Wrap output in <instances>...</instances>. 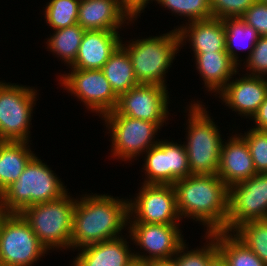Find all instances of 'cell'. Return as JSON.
I'll return each instance as SVG.
<instances>
[{
	"instance_id": "6da1fadb",
	"label": "cell",
	"mask_w": 267,
	"mask_h": 266,
	"mask_svg": "<svg viewBox=\"0 0 267 266\" xmlns=\"http://www.w3.org/2000/svg\"><path fill=\"white\" fill-rule=\"evenodd\" d=\"M180 217L187 216L209 227L208 233L225 231L228 187L217 174L190 175L173 184ZM189 215V216H188Z\"/></svg>"
},
{
	"instance_id": "7a4b0ae2",
	"label": "cell",
	"mask_w": 267,
	"mask_h": 266,
	"mask_svg": "<svg viewBox=\"0 0 267 266\" xmlns=\"http://www.w3.org/2000/svg\"><path fill=\"white\" fill-rule=\"evenodd\" d=\"M80 200L74 208L71 247L118 238L130 218L129 201L97 194Z\"/></svg>"
},
{
	"instance_id": "3957f363",
	"label": "cell",
	"mask_w": 267,
	"mask_h": 266,
	"mask_svg": "<svg viewBox=\"0 0 267 266\" xmlns=\"http://www.w3.org/2000/svg\"><path fill=\"white\" fill-rule=\"evenodd\" d=\"M66 193L52 170L34 156L19 178L0 194V210L21 213L28 206L54 201Z\"/></svg>"
},
{
	"instance_id": "277c9868",
	"label": "cell",
	"mask_w": 267,
	"mask_h": 266,
	"mask_svg": "<svg viewBox=\"0 0 267 266\" xmlns=\"http://www.w3.org/2000/svg\"><path fill=\"white\" fill-rule=\"evenodd\" d=\"M67 195L26 207L20 214L46 249L71 247L76 200Z\"/></svg>"
},
{
	"instance_id": "5b68a950",
	"label": "cell",
	"mask_w": 267,
	"mask_h": 266,
	"mask_svg": "<svg viewBox=\"0 0 267 266\" xmlns=\"http://www.w3.org/2000/svg\"><path fill=\"white\" fill-rule=\"evenodd\" d=\"M121 46L130 56L138 84L165 86V71L171 65L180 47L178 31L175 29L163 36L136 40Z\"/></svg>"
},
{
	"instance_id": "8992f818",
	"label": "cell",
	"mask_w": 267,
	"mask_h": 266,
	"mask_svg": "<svg viewBox=\"0 0 267 266\" xmlns=\"http://www.w3.org/2000/svg\"><path fill=\"white\" fill-rule=\"evenodd\" d=\"M189 111L188 142L185 146L191 175L217 174L222 139L214 122L202 105L193 104Z\"/></svg>"
},
{
	"instance_id": "52a82bcc",
	"label": "cell",
	"mask_w": 267,
	"mask_h": 266,
	"mask_svg": "<svg viewBox=\"0 0 267 266\" xmlns=\"http://www.w3.org/2000/svg\"><path fill=\"white\" fill-rule=\"evenodd\" d=\"M46 250L20 213L2 218L0 266H32Z\"/></svg>"
},
{
	"instance_id": "ba28073f",
	"label": "cell",
	"mask_w": 267,
	"mask_h": 266,
	"mask_svg": "<svg viewBox=\"0 0 267 266\" xmlns=\"http://www.w3.org/2000/svg\"><path fill=\"white\" fill-rule=\"evenodd\" d=\"M36 92L0 82V141L28 142Z\"/></svg>"
},
{
	"instance_id": "9c48e42d",
	"label": "cell",
	"mask_w": 267,
	"mask_h": 266,
	"mask_svg": "<svg viewBox=\"0 0 267 266\" xmlns=\"http://www.w3.org/2000/svg\"><path fill=\"white\" fill-rule=\"evenodd\" d=\"M267 219V173L228 188V215L225 232H232L249 220Z\"/></svg>"
},
{
	"instance_id": "30bf717a",
	"label": "cell",
	"mask_w": 267,
	"mask_h": 266,
	"mask_svg": "<svg viewBox=\"0 0 267 266\" xmlns=\"http://www.w3.org/2000/svg\"><path fill=\"white\" fill-rule=\"evenodd\" d=\"M104 119L112 131V150L115 157L132 159L145 149L147 151L158 144V141L152 142L154 134L160 129L155 122L120 115L116 110L105 114Z\"/></svg>"
},
{
	"instance_id": "8fae6325",
	"label": "cell",
	"mask_w": 267,
	"mask_h": 266,
	"mask_svg": "<svg viewBox=\"0 0 267 266\" xmlns=\"http://www.w3.org/2000/svg\"><path fill=\"white\" fill-rule=\"evenodd\" d=\"M72 71L71 74L62 76L61 84L71 93L76 94L75 96L81 99L88 106L87 108L103 116L116 109L118 96L112 90L102 69L73 68Z\"/></svg>"
},
{
	"instance_id": "7c38bea8",
	"label": "cell",
	"mask_w": 267,
	"mask_h": 266,
	"mask_svg": "<svg viewBox=\"0 0 267 266\" xmlns=\"http://www.w3.org/2000/svg\"><path fill=\"white\" fill-rule=\"evenodd\" d=\"M131 202L129 215L136 214L132 222L177 224L175 221L181 218L173 185L143 184L135 202Z\"/></svg>"
},
{
	"instance_id": "4fadbf2b",
	"label": "cell",
	"mask_w": 267,
	"mask_h": 266,
	"mask_svg": "<svg viewBox=\"0 0 267 266\" xmlns=\"http://www.w3.org/2000/svg\"><path fill=\"white\" fill-rule=\"evenodd\" d=\"M168 90L152 84H138L118 97L120 115L155 122L159 127L167 117Z\"/></svg>"
},
{
	"instance_id": "5bb4252c",
	"label": "cell",
	"mask_w": 267,
	"mask_h": 266,
	"mask_svg": "<svg viewBox=\"0 0 267 266\" xmlns=\"http://www.w3.org/2000/svg\"><path fill=\"white\" fill-rule=\"evenodd\" d=\"M130 226L132 240L149 252V256L134 254V257L148 263L173 258L184 244L177 224L133 222Z\"/></svg>"
},
{
	"instance_id": "9a60e30c",
	"label": "cell",
	"mask_w": 267,
	"mask_h": 266,
	"mask_svg": "<svg viewBox=\"0 0 267 266\" xmlns=\"http://www.w3.org/2000/svg\"><path fill=\"white\" fill-rule=\"evenodd\" d=\"M117 31H85L72 68L102 69L114 51L121 45Z\"/></svg>"
},
{
	"instance_id": "2e32d148",
	"label": "cell",
	"mask_w": 267,
	"mask_h": 266,
	"mask_svg": "<svg viewBox=\"0 0 267 266\" xmlns=\"http://www.w3.org/2000/svg\"><path fill=\"white\" fill-rule=\"evenodd\" d=\"M219 94L234 111L253 117L267 96V80L250 74L227 83Z\"/></svg>"
},
{
	"instance_id": "e0dca14e",
	"label": "cell",
	"mask_w": 267,
	"mask_h": 266,
	"mask_svg": "<svg viewBox=\"0 0 267 266\" xmlns=\"http://www.w3.org/2000/svg\"><path fill=\"white\" fill-rule=\"evenodd\" d=\"M133 18L120 0H81L77 23L85 30L116 31L125 19Z\"/></svg>"
},
{
	"instance_id": "ac0fdd59",
	"label": "cell",
	"mask_w": 267,
	"mask_h": 266,
	"mask_svg": "<svg viewBox=\"0 0 267 266\" xmlns=\"http://www.w3.org/2000/svg\"><path fill=\"white\" fill-rule=\"evenodd\" d=\"M222 144L217 175L229 188L256 174L253 159L246 141L240 136Z\"/></svg>"
},
{
	"instance_id": "d6986e66",
	"label": "cell",
	"mask_w": 267,
	"mask_h": 266,
	"mask_svg": "<svg viewBox=\"0 0 267 266\" xmlns=\"http://www.w3.org/2000/svg\"><path fill=\"white\" fill-rule=\"evenodd\" d=\"M177 31L180 44L188 37L189 40L191 39L194 54L226 51L225 25L221 19L209 18L206 20L191 21L188 28L182 26Z\"/></svg>"
},
{
	"instance_id": "ffe728a7",
	"label": "cell",
	"mask_w": 267,
	"mask_h": 266,
	"mask_svg": "<svg viewBox=\"0 0 267 266\" xmlns=\"http://www.w3.org/2000/svg\"><path fill=\"white\" fill-rule=\"evenodd\" d=\"M115 238L82 247V252L74 260V266H125L134 258L127 241Z\"/></svg>"
},
{
	"instance_id": "44dd1931",
	"label": "cell",
	"mask_w": 267,
	"mask_h": 266,
	"mask_svg": "<svg viewBox=\"0 0 267 266\" xmlns=\"http://www.w3.org/2000/svg\"><path fill=\"white\" fill-rule=\"evenodd\" d=\"M197 68L209 90L219 93L237 72V66L226 51L195 54Z\"/></svg>"
},
{
	"instance_id": "7402d4cb",
	"label": "cell",
	"mask_w": 267,
	"mask_h": 266,
	"mask_svg": "<svg viewBox=\"0 0 267 266\" xmlns=\"http://www.w3.org/2000/svg\"><path fill=\"white\" fill-rule=\"evenodd\" d=\"M27 142L0 141V194L15 182L35 156Z\"/></svg>"
},
{
	"instance_id": "603a6c76",
	"label": "cell",
	"mask_w": 267,
	"mask_h": 266,
	"mask_svg": "<svg viewBox=\"0 0 267 266\" xmlns=\"http://www.w3.org/2000/svg\"><path fill=\"white\" fill-rule=\"evenodd\" d=\"M102 71L118 97L138 85L130 56L121 45L104 64Z\"/></svg>"
},
{
	"instance_id": "cb8c5ba5",
	"label": "cell",
	"mask_w": 267,
	"mask_h": 266,
	"mask_svg": "<svg viewBox=\"0 0 267 266\" xmlns=\"http://www.w3.org/2000/svg\"><path fill=\"white\" fill-rule=\"evenodd\" d=\"M217 241L218 253L227 266H266V264L234 234L225 231L210 233Z\"/></svg>"
},
{
	"instance_id": "d4e9b609",
	"label": "cell",
	"mask_w": 267,
	"mask_h": 266,
	"mask_svg": "<svg viewBox=\"0 0 267 266\" xmlns=\"http://www.w3.org/2000/svg\"><path fill=\"white\" fill-rule=\"evenodd\" d=\"M223 21L225 25L226 52L229 54L230 59L237 65L238 64L237 61L239 62V60H237L238 57L234 52L235 48L237 47L238 49H246L251 47L249 53L250 55L260 36L252 26L247 25L241 18H227L224 19ZM245 39L246 43H248L247 40L249 41L248 45L245 42H243L245 41Z\"/></svg>"
},
{
	"instance_id": "484cf974",
	"label": "cell",
	"mask_w": 267,
	"mask_h": 266,
	"mask_svg": "<svg viewBox=\"0 0 267 266\" xmlns=\"http://www.w3.org/2000/svg\"><path fill=\"white\" fill-rule=\"evenodd\" d=\"M85 30L77 23L63 29L55 30L48 40V47L70 66L75 62Z\"/></svg>"
},
{
	"instance_id": "4316f807",
	"label": "cell",
	"mask_w": 267,
	"mask_h": 266,
	"mask_svg": "<svg viewBox=\"0 0 267 266\" xmlns=\"http://www.w3.org/2000/svg\"><path fill=\"white\" fill-rule=\"evenodd\" d=\"M241 242L250 248L267 266V219L249 220L233 230Z\"/></svg>"
},
{
	"instance_id": "83f0119b",
	"label": "cell",
	"mask_w": 267,
	"mask_h": 266,
	"mask_svg": "<svg viewBox=\"0 0 267 266\" xmlns=\"http://www.w3.org/2000/svg\"><path fill=\"white\" fill-rule=\"evenodd\" d=\"M157 145L165 152L166 185L191 175L184 145L160 140Z\"/></svg>"
},
{
	"instance_id": "f1b7e54d",
	"label": "cell",
	"mask_w": 267,
	"mask_h": 266,
	"mask_svg": "<svg viewBox=\"0 0 267 266\" xmlns=\"http://www.w3.org/2000/svg\"><path fill=\"white\" fill-rule=\"evenodd\" d=\"M81 0H51L46 6L45 18L55 30L77 24Z\"/></svg>"
},
{
	"instance_id": "f546056e",
	"label": "cell",
	"mask_w": 267,
	"mask_h": 266,
	"mask_svg": "<svg viewBox=\"0 0 267 266\" xmlns=\"http://www.w3.org/2000/svg\"><path fill=\"white\" fill-rule=\"evenodd\" d=\"M173 13L187 16L190 21L212 18L210 0H156Z\"/></svg>"
},
{
	"instance_id": "4dcf8cb0",
	"label": "cell",
	"mask_w": 267,
	"mask_h": 266,
	"mask_svg": "<svg viewBox=\"0 0 267 266\" xmlns=\"http://www.w3.org/2000/svg\"><path fill=\"white\" fill-rule=\"evenodd\" d=\"M240 137L249 147L256 173H267V131L252 128L244 137Z\"/></svg>"
},
{
	"instance_id": "1f68e13d",
	"label": "cell",
	"mask_w": 267,
	"mask_h": 266,
	"mask_svg": "<svg viewBox=\"0 0 267 266\" xmlns=\"http://www.w3.org/2000/svg\"><path fill=\"white\" fill-rule=\"evenodd\" d=\"M207 236V239H211V243L208 244L209 246L207 245L206 248L204 247L201 250L196 249L185 253L184 249L186 244H183L179 248V252L176 253V256L179 257L174 258L177 266H208L209 262L218 254V249L216 239L211 234H208ZM181 252L184 253L180 254Z\"/></svg>"
},
{
	"instance_id": "d6a6232c",
	"label": "cell",
	"mask_w": 267,
	"mask_h": 266,
	"mask_svg": "<svg viewBox=\"0 0 267 266\" xmlns=\"http://www.w3.org/2000/svg\"><path fill=\"white\" fill-rule=\"evenodd\" d=\"M146 152L145 171L148 178L144 184L166 185L165 152L157 144Z\"/></svg>"
},
{
	"instance_id": "836d02e7",
	"label": "cell",
	"mask_w": 267,
	"mask_h": 266,
	"mask_svg": "<svg viewBox=\"0 0 267 266\" xmlns=\"http://www.w3.org/2000/svg\"><path fill=\"white\" fill-rule=\"evenodd\" d=\"M257 0H210L212 18H241Z\"/></svg>"
},
{
	"instance_id": "e575fe53",
	"label": "cell",
	"mask_w": 267,
	"mask_h": 266,
	"mask_svg": "<svg viewBox=\"0 0 267 266\" xmlns=\"http://www.w3.org/2000/svg\"><path fill=\"white\" fill-rule=\"evenodd\" d=\"M241 19L252 26L259 36H267V4L258 0L251 5Z\"/></svg>"
},
{
	"instance_id": "d590c367",
	"label": "cell",
	"mask_w": 267,
	"mask_h": 266,
	"mask_svg": "<svg viewBox=\"0 0 267 266\" xmlns=\"http://www.w3.org/2000/svg\"><path fill=\"white\" fill-rule=\"evenodd\" d=\"M247 64L252 70V76H261L267 73V36H260L252 53L248 56Z\"/></svg>"
},
{
	"instance_id": "8d00e7d4",
	"label": "cell",
	"mask_w": 267,
	"mask_h": 266,
	"mask_svg": "<svg viewBox=\"0 0 267 266\" xmlns=\"http://www.w3.org/2000/svg\"><path fill=\"white\" fill-rule=\"evenodd\" d=\"M252 118L256 122V127L253 129L267 131V96Z\"/></svg>"
},
{
	"instance_id": "74e56055",
	"label": "cell",
	"mask_w": 267,
	"mask_h": 266,
	"mask_svg": "<svg viewBox=\"0 0 267 266\" xmlns=\"http://www.w3.org/2000/svg\"><path fill=\"white\" fill-rule=\"evenodd\" d=\"M123 8L133 17L145 8L149 0H120Z\"/></svg>"
},
{
	"instance_id": "f35d334b",
	"label": "cell",
	"mask_w": 267,
	"mask_h": 266,
	"mask_svg": "<svg viewBox=\"0 0 267 266\" xmlns=\"http://www.w3.org/2000/svg\"><path fill=\"white\" fill-rule=\"evenodd\" d=\"M150 266H177L176 260L173 258L156 260L149 263Z\"/></svg>"
},
{
	"instance_id": "ab89813d",
	"label": "cell",
	"mask_w": 267,
	"mask_h": 266,
	"mask_svg": "<svg viewBox=\"0 0 267 266\" xmlns=\"http://www.w3.org/2000/svg\"><path fill=\"white\" fill-rule=\"evenodd\" d=\"M208 266H227L225 260L218 253L210 262Z\"/></svg>"
},
{
	"instance_id": "60d3db41",
	"label": "cell",
	"mask_w": 267,
	"mask_h": 266,
	"mask_svg": "<svg viewBox=\"0 0 267 266\" xmlns=\"http://www.w3.org/2000/svg\"><path fill=\"white\" fill-rule=\"evenodd\" d=\"M125 266H150L148 262L141 260L140 258L134 257Z\"/></svg>"
},
{
	"instance_id": "b9f144b4",
	"label": "cell",
	"mask_w": 267,
	"mask_h": 266,
	"mask_svg": "<svg viewBox=\"0 0 267 266\" xmlns=\"http://www.w3.org/2000/svg\"><path fill=\"white\" fill-rule=\"evenodd\" d=\"M6 214H7V213H5L4 211L0 210V227H1L2 218H3Z\"/></svg>"
},
{
	"instance_id": "7bdbcfd3",
	"label": "cell",
	"mask_w": 267,
	"mask_h": 266,
	"mask_svg": "<svg viewBox=\"0 0 267 266\" xmlns=\"http://www.w3.org/2000/svg\"><path fill=\"white\" fill-rule=\"evenodd\" d=\"M261 3L267 4V0H258Z\"/></svg>"
}]
</instances>
